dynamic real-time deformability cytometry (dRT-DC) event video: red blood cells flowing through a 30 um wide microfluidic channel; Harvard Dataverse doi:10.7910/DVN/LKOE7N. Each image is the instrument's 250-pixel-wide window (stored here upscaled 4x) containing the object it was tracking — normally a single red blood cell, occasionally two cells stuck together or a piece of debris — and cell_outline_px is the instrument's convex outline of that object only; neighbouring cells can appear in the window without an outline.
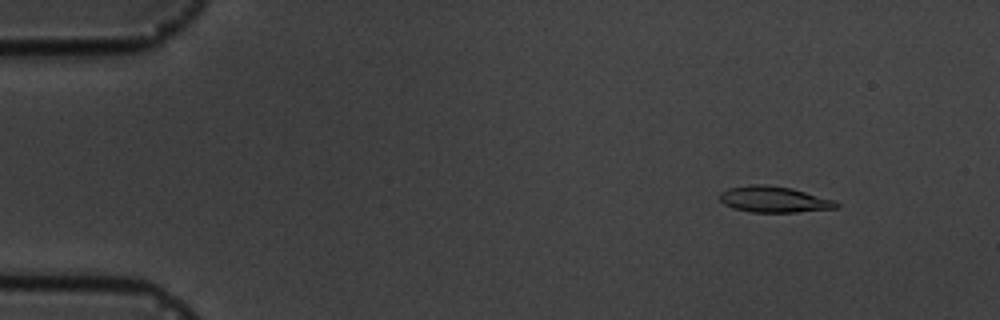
{"species": "common noctule bat (a hibernating species)", "species_latin": "Nyctalus noctula", "temperature_condition": "cold", "stored_images_in_passage": 5, "camera_frame_rate_fps": 3000, "um_per_image_px": 0.085, "animal": {"sex": "male", "body_mass_g": 19.5, "forearm_length_mm": 54.6}, "frame": {"image": 1, "passage_image": 2, "time_ms": 1.0, "image_size_px": [1000, 320], "cell_outline_px": [[840, 208], [796, 212], [748, 212], [732, 208], [724, 204], [720, 200], [720, 192], [728, 188], [748, 184], [764, 184], [792, 188], [836, 200], [840, 204]], "centroid_in_image_um": [65.81, 16.95], "position_along_channel_um": 19.2, "area_um2": 18.03}}
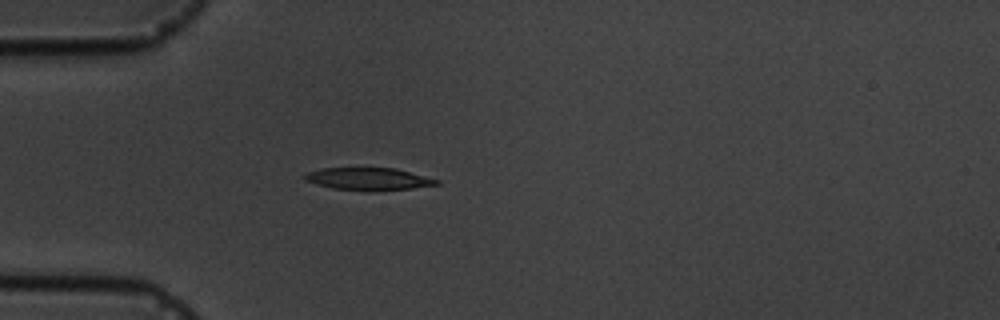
{"frame": {"image": 2, "passage_image": 5, "time_ms": 4.333, "image_size_px": [1000, 320], "cell_outline_px": [[440, 184], [412, 188], [372, 192], [332, 188], [316, 184], [304, 180], [304, 172], [320, 168], [396, 168], [440, 180]], "centroid_in_image_um": [31.3, 15.21], "position_along_channel_um": 53.7, "area_um2": 17.51}}